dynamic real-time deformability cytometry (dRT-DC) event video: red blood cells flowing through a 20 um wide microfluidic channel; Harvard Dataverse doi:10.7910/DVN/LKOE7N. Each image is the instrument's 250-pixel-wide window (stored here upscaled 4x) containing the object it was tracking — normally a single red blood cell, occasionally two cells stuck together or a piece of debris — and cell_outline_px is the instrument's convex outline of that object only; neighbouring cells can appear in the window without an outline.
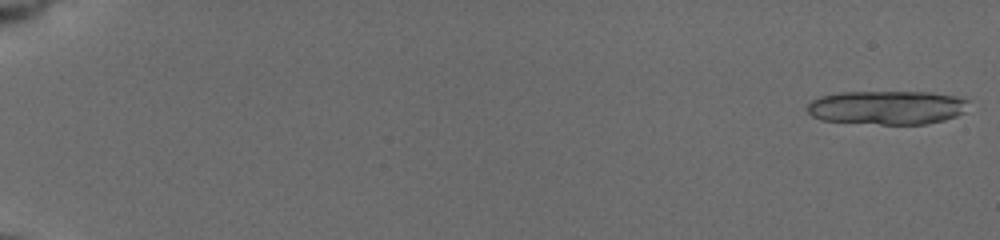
{"species": "common noctule bat (a hibernating species)", "species_latin": "Nyctalus noctula", "temperature_condition": "cold", "stored_images_in_passage": 23, "camera_frame_rate_fps": 3000, "um_per_image_px": 0.085, "animal": {"sex": "female", "body_mass_g": 19.5, "forearm_length_mm": 54.1}, "frame": {"image": 1, "passage_image": 1, "time_ms": 0.0, "image_size_px": [1000, 240], "cell_outline_px": [[968, 100], [964, 112], [956, 116], [944, 120], [924, 124], [880, 124], [820, 120], [812, 116], [808, 112], [808, 104], [812, 100], [820, 96], [840, 92], [932, 92], [956, 96]], "centroid_in_image_um": [75.39, 9.13], "position_along_channel_um": 9.6, "area_um2": 31.79}}